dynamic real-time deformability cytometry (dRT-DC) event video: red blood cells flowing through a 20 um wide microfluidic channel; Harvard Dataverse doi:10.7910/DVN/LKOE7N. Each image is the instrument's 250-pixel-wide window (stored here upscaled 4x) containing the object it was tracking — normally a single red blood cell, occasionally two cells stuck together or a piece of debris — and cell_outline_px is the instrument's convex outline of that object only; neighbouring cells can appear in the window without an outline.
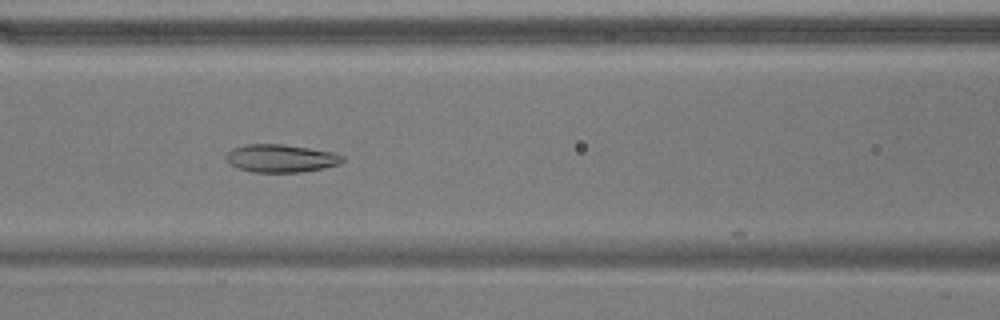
{"species": "common noctule bat (a hibernating species)", "species_latin": "Nyctalus noctula", "temperature_condition": "warm", "stored_images_in_passage": 55, "camera_frame_rate_fps": 3000, "um_per_image_px": 0.085, "animal": {"sex": "male", "body_mass_g": 17.9}, "frame": {"image": 1, "passage_image": 24, "time_ms": 7.667, "image_size_px": [1000, 320], "cell_outline_px": [[344, 160], [340, 164], [324, 168], [300, 172], [252, 172], [236, 168], [228, 164], [224, 156], [232, 148], [248, 144], [284, 144], [332, 152], [344, 156]], "centroid_in_image_um": [23.84, 13.46], "position_along_channel_um": 142.8, "area_um2": 19.07}}
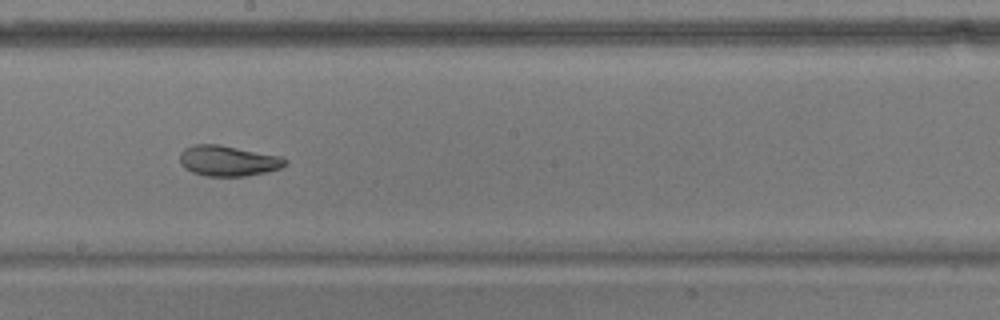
{"frame": {"image": 2, "passage_image": 31, "time_ms": 10.0, "image_size_px": [1000, 320], "cell_outline_px": [[288, 164], [280, 168], [264, 172], [244, 176], [208, 176], [192, 172], [184, 168], [180, 160], [180, 152], [184, 148], [192, 144], [220, 144], [280, 156], [288, 160]], "centroid_in_image_um": [19.38, 13.65], "position_along_channel_um": 228.8, "area_um2": 18.79}}
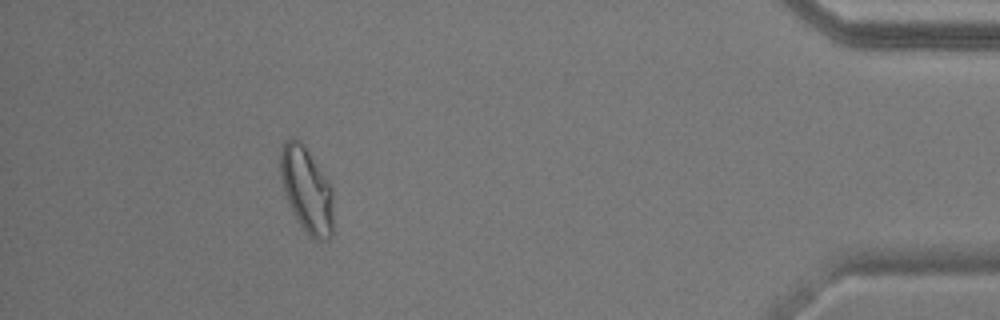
{"frame": {"image": 3, "passage_image": 50, "time_ms": 16.333, "image_size_px": [1000, 320], "cell_outline_px": [[332, 236], [328, 240], [316, 240], [300, 224], [284, 192], [280, 176], [280, 152], [284, 144], [292, 136], [300, 140], [328, 180], [332, 188]], "centroid_in_image_um": [26.07, 16.11], "position_along_channel_um": 409.1, "area_um2": 25.84}, "authors_computed_cell_mechanics": {"area_um2": 23.12, "velocity_mm_per_s": 3.6976, "shape_relaxation_time_tau1_ms": 6.7556, "shape_relaxation_time_tau2_ms": 1.9843, "deformation_change_tau1": 0.1569, "deformation_change_tau2": 0.0542}}